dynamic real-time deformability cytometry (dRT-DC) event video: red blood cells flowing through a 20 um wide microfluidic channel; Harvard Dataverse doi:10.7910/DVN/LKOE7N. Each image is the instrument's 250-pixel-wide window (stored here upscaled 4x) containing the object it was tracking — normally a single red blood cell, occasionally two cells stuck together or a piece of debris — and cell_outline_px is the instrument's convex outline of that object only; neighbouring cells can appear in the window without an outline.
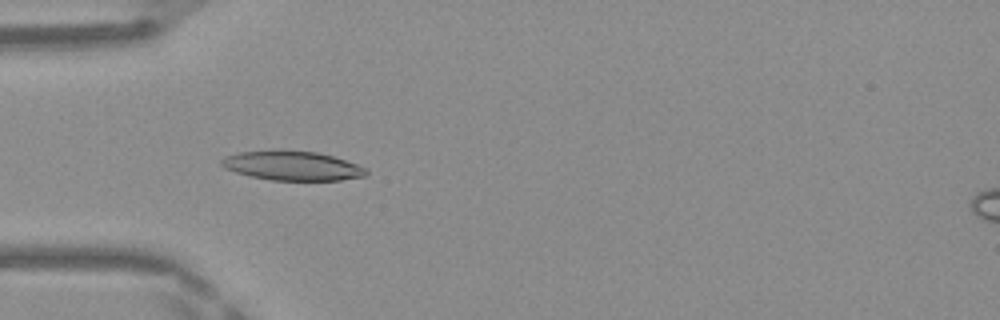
{"species": "Egyptian fruit bat (a non-hibernating species)", "species_latin": "Rousettus aegyptiacus", "temperature_condition": "warm", "stored_images_in_passage": 47, "camera_frame_rate_fps": 3000, "um_per_image_px": 0.085, "frame": {"image": 1, "passage_image": 14, "time_ms": 4.333, "image_size_px": [1000, 320], "cell_outline_px": [[368, 172], [364, 176], [340, 180], [272, 180], [252, 176], [236, 172], [224, 168], [220, 164], [220, 160], [224, 156], [240, 152], [316, 152], [332, 156], [368, 168]], "centroid_in_image_um": [24.85, 14.12], "position_along_channel_um": 60.1, "area_um2": 23.93}}
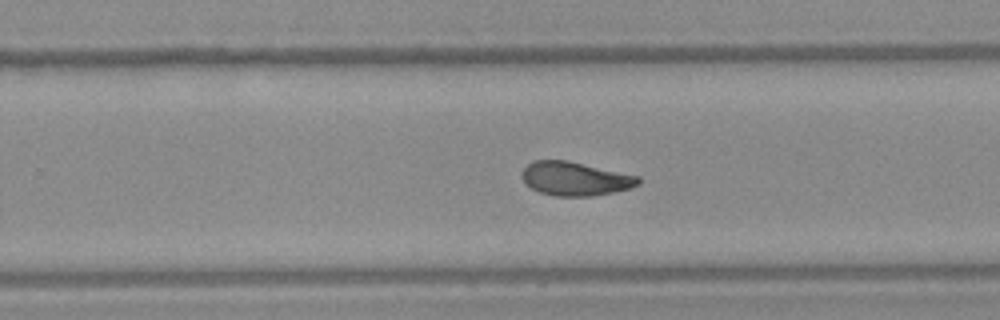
{"frame": {"image": 2, "passage_image": 30, "time_ms": 9.667, "image_size_px": [1000, 320], "cell_outline_px": [[640, 184], [632, 188], [592, 196], [556, 196], [540, 192], [532, 188], [520, 176], [524, 168], [532, 160], [568, 160], [640, 176]], "centroid_in_image_um": [48.91, 15.18], "position_along_channel_um": 280.9, "area_um2": 22.95}}
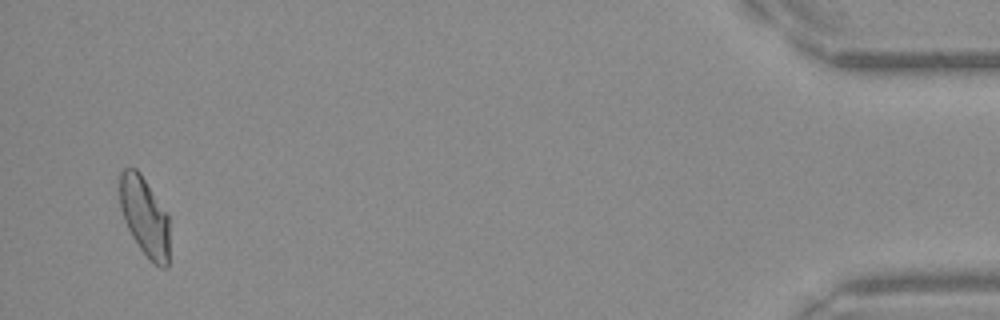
{"frame": {"image": 3, "passage_image": 46, "time_ms": 15.0, "image_size_px": [1000, 320], "cell_outline_px": [[168, 268], [160, 268], [140, 248], [132, 236], [124, 220], [120, 208], [120, 172], [124, 168], [136, 168], [140, 172], [168, 212]], "centroid_in_image_um": [12.3, 18.36], "position_along_channel_um": 422.9, "area_um2": 22.89}, "authors_computed_cell_mechanics": {"area_um2": 23.2934, "velocity_mm_per_s": 4.1851, "shape_relaxation_time_tau1_ms": 5.226, "shape_relaxation_time_tau2_ms": 2.2218, "deformation_change_tau1": 0.1612, "deformation_change_tau2": 0.0841}}